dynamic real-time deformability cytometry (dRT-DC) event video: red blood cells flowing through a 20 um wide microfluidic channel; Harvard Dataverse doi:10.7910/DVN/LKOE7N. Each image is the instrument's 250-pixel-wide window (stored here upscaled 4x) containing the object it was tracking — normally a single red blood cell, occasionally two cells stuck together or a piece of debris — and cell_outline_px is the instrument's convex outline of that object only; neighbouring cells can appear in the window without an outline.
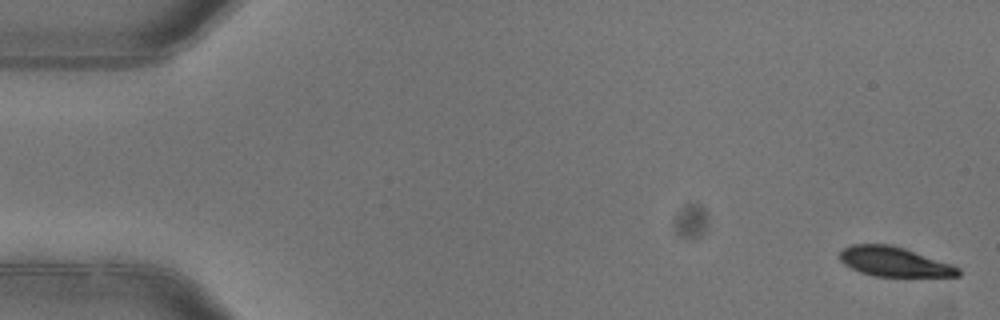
{"species": "common noctule bat (a hibernating species)", "species_latin": "Nyctalus noctula", "temperature_condition": "warm", "stored_images_in_passage": 7, "camera_frame_rate_fps": 3000, "um_per_image_px": 0.085, "animal": {"sex": "female"}, "frame": {"image": 1, "passage_image": 1, "time_ms": 0.0, "image_size_px": [1000, 320], "cell_outline_px": [[960, 276], [872, 276], [860, 272], [844, 264], [840, 260], [840, 252], [844, 248], [852, 244], [892, 244], [952, 264], [960, 268]], "centroid_in_image_um": [76.01, 22.24], "position_along_channel_um": 9.0, "area_um2": 20.35}}
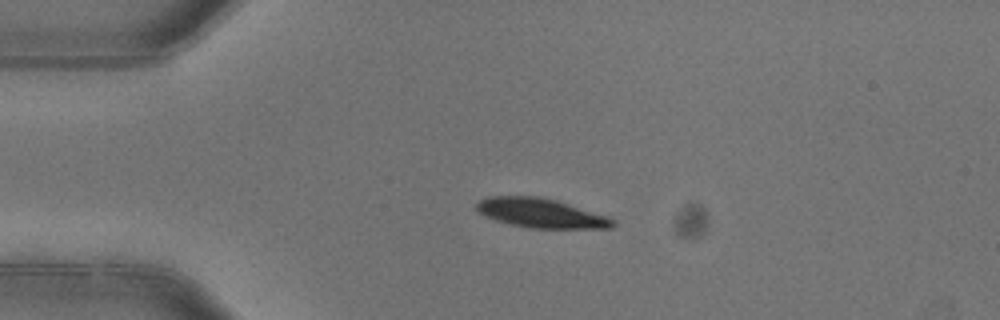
{"frame": {"image": 2, "passage_image": 4, "time_ms": 1.0, "image_size_px": [1000, 320], "cell_outline_px": [[616, 224], [612, 228], [532, 228], [512, 224], [496, 220], [480, 212], [476, 208], [476, 204], [480, 200], [488, 196], [536, 196], [556, 200], [608, 216], [616, 220]], "centroid_in_image_um": [46.03, 18.11], "position_along_channel_um": 39.0, "area_um2": 23.06}}